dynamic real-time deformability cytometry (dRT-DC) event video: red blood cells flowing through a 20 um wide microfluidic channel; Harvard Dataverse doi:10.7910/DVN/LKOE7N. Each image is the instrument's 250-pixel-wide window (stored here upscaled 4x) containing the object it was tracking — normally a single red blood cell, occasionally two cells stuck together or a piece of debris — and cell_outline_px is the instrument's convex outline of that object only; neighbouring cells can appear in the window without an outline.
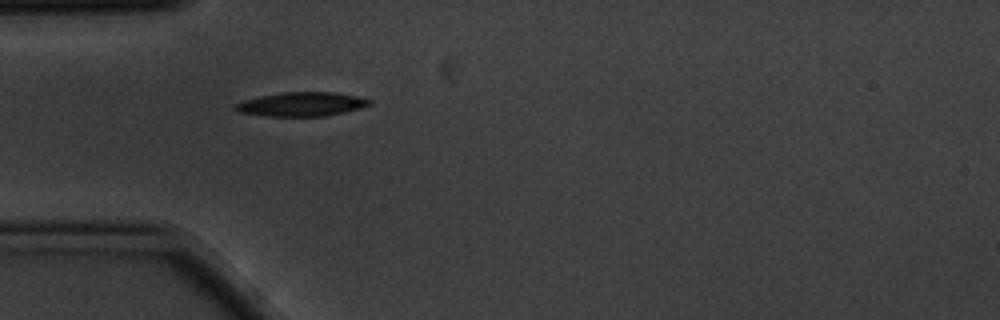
{"species": "common noctule bat (a hibernating species)", "species_latin": "Nyctalus noctula", "temperature_condition": "cold", "stored_images_in_passage": 1, "camera_frame_rate_fps": 3000, "um_per_image_px": 0.085, "animal": {"sex": "male", "body_mass_g": 20.1, "forearm_length_mm": 53.5}, "frame": {"image": 1, "passage_image": 1, "time_ms": 0.0, "image_size_px": [1000, 320], "cell_outline_px": [[372, 104], [360, 108], [344, 112], [324, 116], [264, 116], [236, 112], [232, 108], [232, 104], [240, 100], [280, 92], [336, 92], [360, 96], [372, 100]], "centroid_in_image_um": [25.57, 8.85], "position_along_channel_um": 59.4, "area_um2": 19.25}}